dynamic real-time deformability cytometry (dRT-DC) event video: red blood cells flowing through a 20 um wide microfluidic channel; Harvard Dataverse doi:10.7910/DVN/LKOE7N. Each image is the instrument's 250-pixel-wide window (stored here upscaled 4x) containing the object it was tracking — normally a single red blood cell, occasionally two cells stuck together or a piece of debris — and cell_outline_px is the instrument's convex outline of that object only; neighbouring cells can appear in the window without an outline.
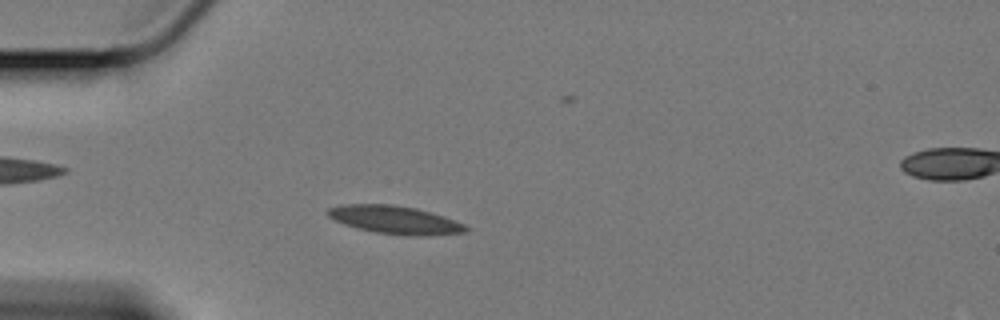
{"species": "Egyptian fruit bat (a non-hibernating species)", "species_latin": "Rousettus aegyptiacus", "temperature_condition": "cold", "stored_images_in_passage": 59, "camera_frame_rate_fps": 3000, "um_per_image_px": 0.085, "animal": {"sex": "female"}, "frame": {"image": 1, "passage_image": 15, "time_ms": 4.667, "image_size_px": [1000, 320], "cell_outline_px": [[472, 228], [464, 232], [428, 236], [404, 236], [376, 232], [356, 228], [344, 224], [328, 216], [324, 212], [328, 208], [344, 204], [392, 204], [416, 208], [432, 212], [444, 216], [464, 224]], "centroid_in_image_um": [33.59, 18.69], "position_along_channel_um": 51.4, "area_um2": 22.83}}
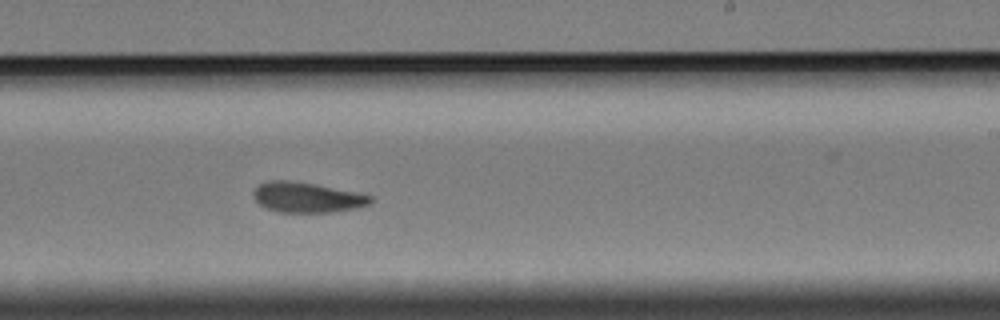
{"frame": {"image": 2, "passage_image": 35, "time_ms": 11.333, "image_size_px": [1000, 320], "cell_outline_px": [[376, 200], [372, 204], [356, 208], [332, 212], [276, 212], [264, 208], [252, 196], [252, 192], [260, 184], [272, 180], [288, 180], [316, 184], [356, 192], [372, 196]], "centroid_in_image_um": [26.12, 16.78], "position_along_channel_um": 262.9, "area_um2": 20.81}}
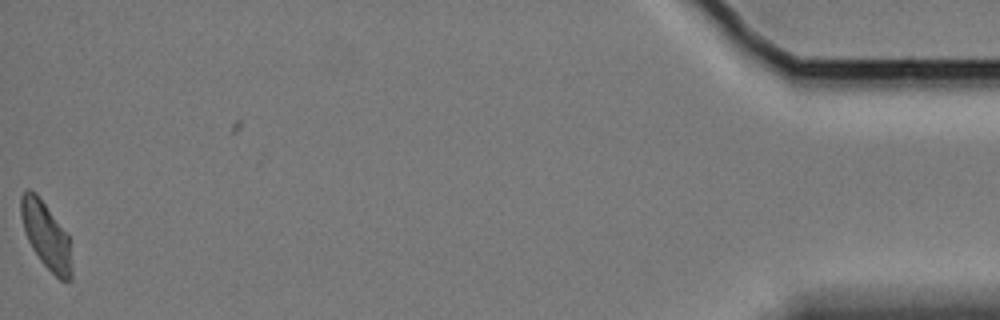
{"frame": {"image": 3, "passage_image": 58, "time_ms": 19.0, "image_size_px": [1000, 320], "cell_outline_px": [[72, 280], [60, 280], [40, 260], [32, 248], [24, 232], [20, 216], [20, 196], [28, 188], [36, 192], [68, 236], [72, 268]], "centroid_in_image_um": [3.89, 20.0], "position_along_channel_um": 431.3, "area_um2": 19.48}, "authors_computed_cell_mechanics": {"area_um2": 20.9236, "velocity_mm_per_s": 3.3598, "shape_relaxation_time_tau1_ms": null, "shape_relaxation_time_tau2_ms": 3.8712, "deformation_change_tau1": null, "deformation_change_tau2": 0.0689}}